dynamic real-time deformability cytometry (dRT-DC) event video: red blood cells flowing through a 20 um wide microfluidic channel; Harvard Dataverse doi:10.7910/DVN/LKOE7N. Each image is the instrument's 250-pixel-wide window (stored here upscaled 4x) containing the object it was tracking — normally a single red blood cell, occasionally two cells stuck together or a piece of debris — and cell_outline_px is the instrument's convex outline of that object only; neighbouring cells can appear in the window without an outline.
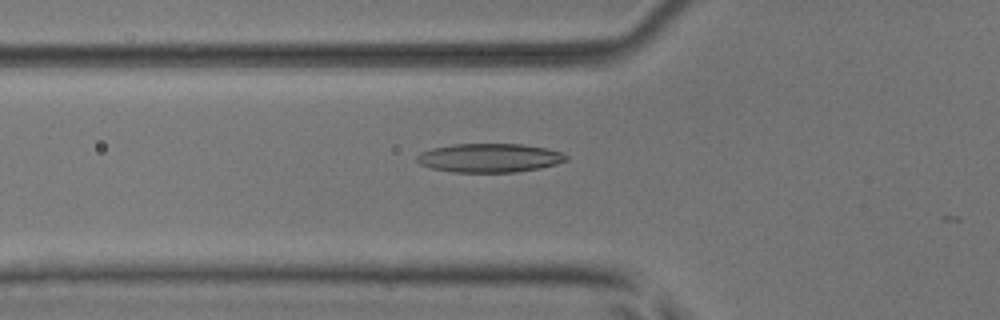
{"species": "common noctule bat (a hibernating species)", "species_latin": "Nyctalus noctula", "temperature_condition": "room temperature", "stored_images_in_passage": 30, "camera_frame_rate_fps": 3000, "um_per_image_px": 0.085, "animal": {"sex": "male", "body_mass_g": 17.9, "forearm_length_mm": 54.2}, "frame": {"image": 1, "passage_image": 4, "time_ms": 1.0, "image_size_px": [1000, 320], "cell_outline_px": [[568, 160], [556, 164], [540, 168], [512, 172], [452, 172], [432, 168], [420, 164], [416, 160], [416, 156], [420, 152], [432, 148], [452, 144], [524, 144], [548, 148], [560, 152], [568, 156]], "centroid_in_image_um": [41.6, 13.41], "position_along_channel_um": 84.2, "area_um2": 25.14}}
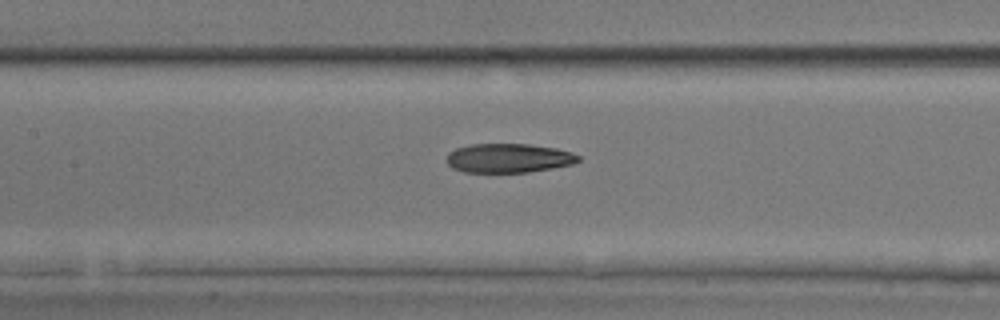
{"frame": {"image": 2, "passage_image": 10, "time_ms": 3.0, "image_size_px": [1000, 320], "cell_outline_px": [[580, 160], [572, 164], [552, 168], [528, 172], [464, 172], [452, 168], [448, 164], [448, 152], [456, 148], [472, 144], [528, 144], [556, 148], [572, 152], [580, 156]], "centroid_in_image_um": [43.24, 13.44], "position_along_channel_um": 164.2, "area_um2": 22.31}}
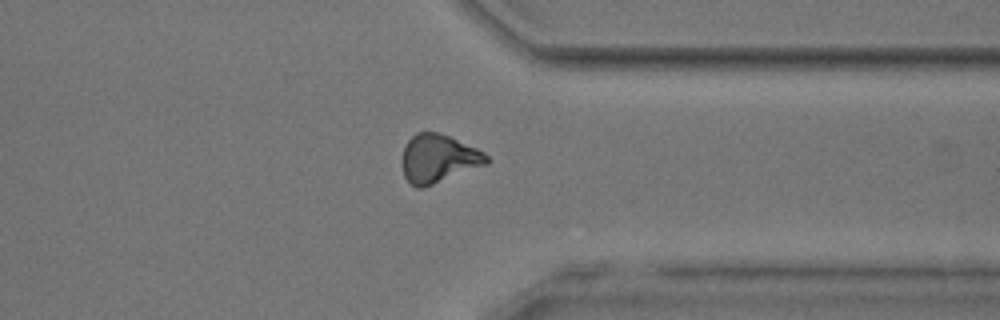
{"frame": {"image": 3, "passage_image": 26, "time_ms": 8.333, "image_size_px": [1000, 320], "cell_outline_px": [[488, 164], [432, 184], [420, 188], [416, 188], [404, 176], [400, 164], [400, 160], [404, 148], [408, 140], [416, 132], [440, 132], [476, 148], [484, 152], [488, 156]], "centroid_in_image_um": [37.23, 13.47], "position_along_channel_um": 374.2, "area_um2": 23.76}}